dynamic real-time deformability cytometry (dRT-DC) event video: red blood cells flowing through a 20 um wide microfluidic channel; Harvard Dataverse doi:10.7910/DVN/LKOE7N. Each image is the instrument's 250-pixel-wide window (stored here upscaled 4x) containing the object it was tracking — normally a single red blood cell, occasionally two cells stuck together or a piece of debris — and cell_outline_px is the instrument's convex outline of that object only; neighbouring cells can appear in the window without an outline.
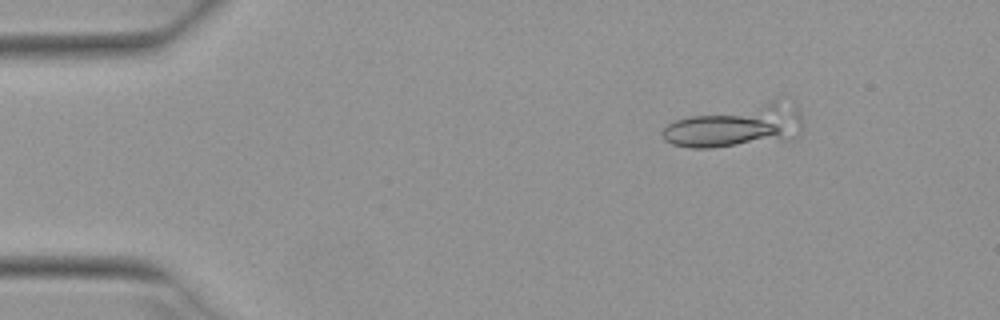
{"species": "Egyptian fruit bat (a non-hibernating species)", "species_latin": "Rousettus aegyptiacus", "temperature_condition": "warm", "stored_images_in_passage": 2, "camera_frame_rate_fps": 3000, "um_per_image_px": 0.085, "animal": {"sex": "female"}, "frame": {"image": 1, "passage_image": 1, "time_ms": 0.0, "image_size_px": [1000, 320], "cell_outline_px": [[800, 136], [796, 140], [712, 148], [688, 148], [672, 144], [664, 140], [660, 132], [668, 124], [676, 120], [688, 116], [772, 100], [776, 100], [796, 108], [800, 112]], "centroid_in_image_um": [62.58, 10.76], "position_along_channel_um": 22.4, "area_um2": 34.74}}